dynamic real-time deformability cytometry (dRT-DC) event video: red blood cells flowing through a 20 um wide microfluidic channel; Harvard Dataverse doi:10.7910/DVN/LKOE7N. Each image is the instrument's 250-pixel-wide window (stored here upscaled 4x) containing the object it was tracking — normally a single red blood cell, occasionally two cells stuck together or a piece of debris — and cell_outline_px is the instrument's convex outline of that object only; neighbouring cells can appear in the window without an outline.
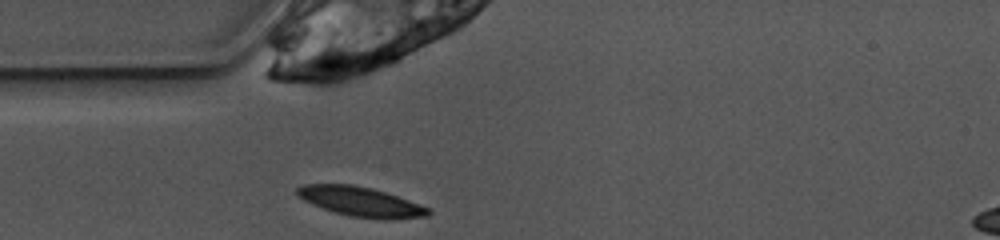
{"species": "common noctule bat (a hibernating species)", "species_latin": "Nyctalus noctula", "temperature_condition": "warm", "stored_images_in_passage": 38, "camera_frame_rate_fps": 3000, "um_per_image_px": 0.085, "animal": {"sex": "female", "body_mass_g": 10.0, "forearm_length_mm": 53.1}, "frame": {"image": 1, "passage_image": 1, "time_ms": 0.0, "image_size_px": [1000, 240], "cell_outline_px": [[432, 212], [428, 216], [392, 220], [384, 220], [352, 216], [336, 212], [312, 204], [296, 196], [296, 188], [304, 184], [352, 184], [372, 188], [432, 208]], "centroid_in_image_um": [30.7, 17.15], "position_along_channel_um": 54.3, "area_um2": 22.66}}
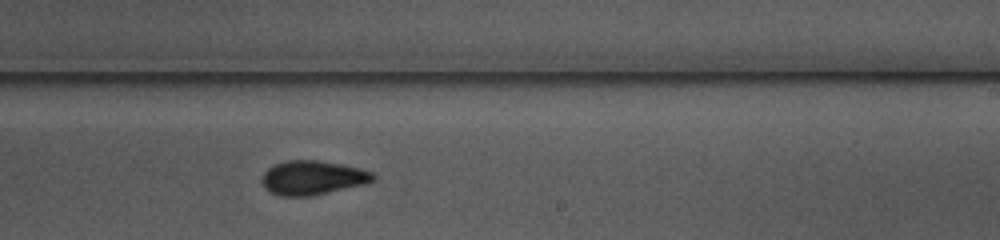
{"frame": {"image": 2, "passage_image": 17, "time_ms": 5.333, "image_size_px": [1000, 240], "cell_outline_px": [[376, 180], [368, 184], [312, 196], [276, 196], [268, 192], [264, 188], [260, 180], [264, 172], [272, 164], [284, 160], [316, 160], [344, 164], [360, 168], [372, 172], [376, 176]], "centroid_in_image_um": [26.57, 15.11], "position_along_channel_um": 262.4, "area_um2": 22.83}}
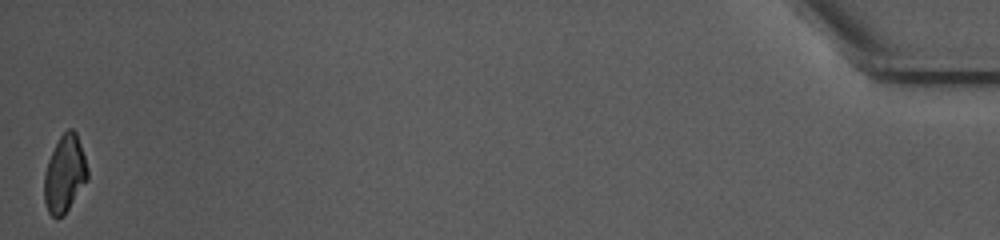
{"frame": {"image": 3, "passage_image": 38, "time_ms": 12.333, "image_size_px": [1000, 240], "cell_outline_px": [[88, 180], [64, 216], [56, 220], [48, 212], [44, 200], [44, 172], [48, 160], [60, 136], [68, 128], [72, 128], [76, 132], [88, 168]], "centroid_in_image_um": [5.49, 14.83], "position_along_channel_um": 429.7, "area_um2": 19.65}, "authors_computed_cell_mechanics": {"area_um2": 21.7906, "velocity_mm_per_s": 3.9139, "shape_relaxation_time_tau1_ms": 5.4817, "shape_relaxation_time_tau2_ms": 3.2894, "deformation_change_tau1": 0.1562, "deformation_change_tau2": 0.0802}}